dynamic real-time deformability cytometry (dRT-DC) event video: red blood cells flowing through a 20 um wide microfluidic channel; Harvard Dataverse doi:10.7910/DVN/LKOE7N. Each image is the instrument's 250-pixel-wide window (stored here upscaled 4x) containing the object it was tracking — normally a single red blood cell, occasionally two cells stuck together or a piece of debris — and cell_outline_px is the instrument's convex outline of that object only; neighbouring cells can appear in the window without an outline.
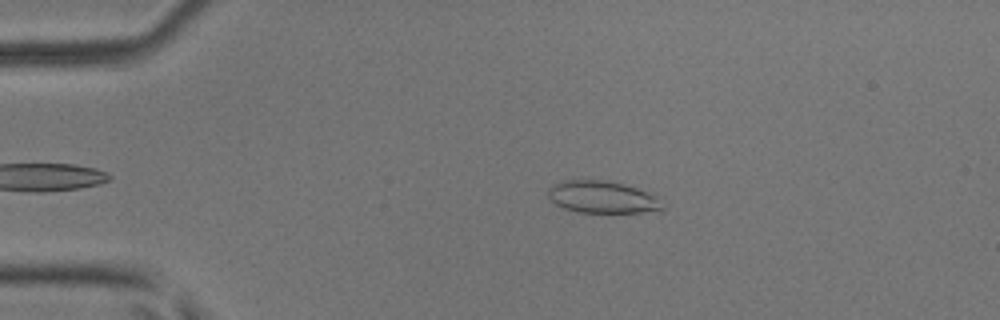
{"species": "common noctule bat (a hibernating species)", "species_latin": "Nyctalus noctula", "temperature_condition": "room temperature", "stored_images_in_passage": 46, "camera_frame_rate_fps": 3000, "um_per_image_px": 0.085, "animal": {"sex": "male", "body_mass_g": 17.9, "forearm_length_mm": 54.2}, "frame": {"image": 1, "passage_image": 11, "time_ms": 3.333, "image_size_px": [1000, 320], "cell_outline_px": [[664, 212], [580, 212], [564, 208], [548, 200], [548, 188], [552, 184], [564, 180], [604, 180], [624, 184], [664, 196]], "centroid_in_image_um": [51.32, 16.76], "position_along_channel_um": 33.7, "area_um2": 22.14}}
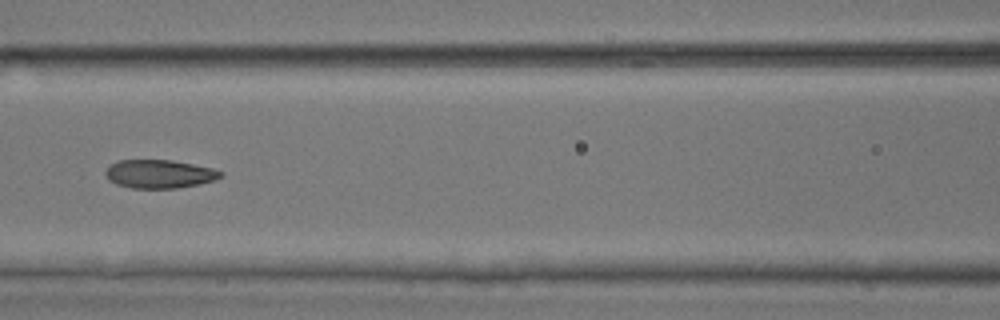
{"frame": {"image": 2, "passage_image": 24, "time_ms": 7.667, "image_size_px": [1000, 320], "cell_outline_px": [[224, 176], [200, 184], [176, 188], [132, 188], [116, 184], [108, 180], [104, 172], [112, 164], [120, 160], [172, 160], [212, 168], [224, 172]], "centroid_in_image_um": [13.55, 14.79], "position_along_channel_um": 153.0, "area_um2": 19.02}}
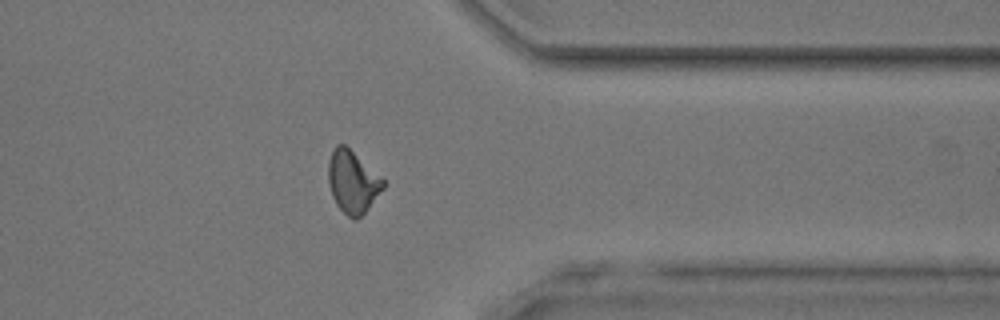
{"frame": {"image": 3, "passage_image": 42, "time_ms": 13.667, "image_size_px": [1000, 320], "cell_outline_px": [[384, 188], [368, 208], [356, 220], [352, 220], [336, 204], [332, 196], [328, 180], [328, 160], [336, 144], [344, 144], [384, 180]], "centroid_in_image_um": [29.95, 15.47], "position_along_channel_um": 381.5, "area_um2": 19.59}, "authors_computed_cell_mechanics": {"area_um2": 20.0277, "velocity_mm_per_s": 3.9335, "shape_relaxation_time_tau1_ms": 10.3956, "shape_relaxation_time_tau2_ms": 1.9915, "deformation_change_tau1": 0.2347, "deformation_change_tau2": 0.0703}}